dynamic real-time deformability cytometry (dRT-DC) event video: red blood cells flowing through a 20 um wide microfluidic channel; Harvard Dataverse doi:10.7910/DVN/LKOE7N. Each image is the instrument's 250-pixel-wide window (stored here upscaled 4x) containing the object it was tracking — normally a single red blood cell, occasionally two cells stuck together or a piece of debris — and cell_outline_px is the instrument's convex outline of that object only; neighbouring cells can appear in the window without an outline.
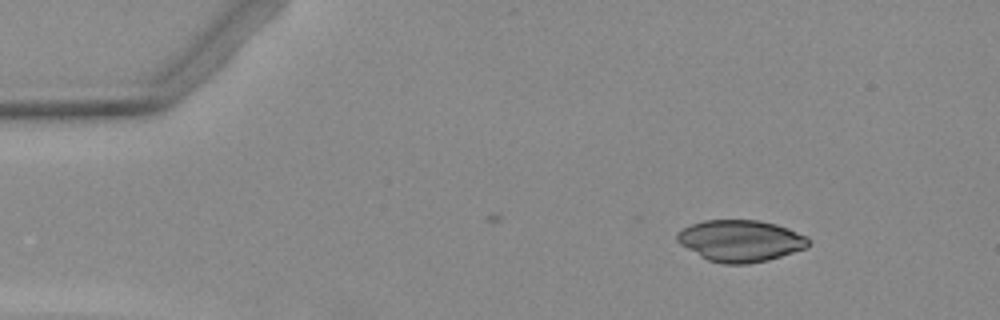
{"species": "Egyptian fruit bat (a non-hibernating species)", "species_latin": "Rousettus aegyptiacus", "temperature_condition": "warm", "stored_images_in_passage": 3, "camera_frame_rate_fps": 3000, "um_per_image_px": 0.085, "animal": {"sex": "female"}, "frame": {"image": 1, "passage_image": 1, "time_ms": 0.0, "image_size_px": [1000, 320], "cell_outline_px": [[808, 248], [768, 260], [748, 264], [724, 264], [708, 260], [700, 256], [680, 244], [676, 240], [676, 236], [684, 228], [692, 224], [704, 220], [760, 220], [776, 224], [788, 228], [808, 236]], "centroid_in_image_um": [62.97, 20.47], "position_along_channel_um": 22.0, "area_um2": 31.85}}
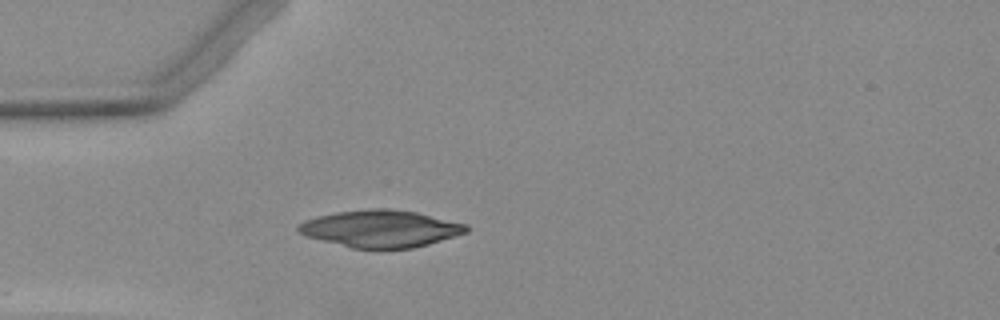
{"frame": {"image": 2, "passage_image": 3, "time_ms": 2.667, "image_size_px": [1000, 320], "cell_outline_px": [[468, 232], [428, 244], [412, 248], [352, 248], [304, 236], [296, 228], [304, 220], [316, 216], [336, 212], [372, 208], [388, 208], [416, 212], [468, 224]], "centroid_in_image_um": [32.34, 19.43], "position_along_channel_um": 52.7, "area_um2": 36.24}}